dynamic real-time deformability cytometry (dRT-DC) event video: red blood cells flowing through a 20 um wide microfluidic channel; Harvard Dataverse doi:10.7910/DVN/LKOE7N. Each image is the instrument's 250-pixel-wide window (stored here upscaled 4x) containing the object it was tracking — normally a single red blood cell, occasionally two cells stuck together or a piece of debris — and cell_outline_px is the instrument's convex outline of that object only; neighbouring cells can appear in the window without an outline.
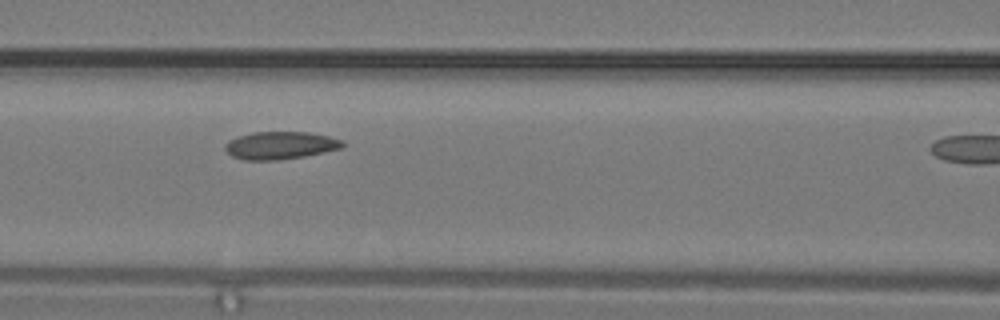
{"species": "common noctule bat (a hibernating species)", "species_latin": "Nyctalus noctula", "temperature_condition": "warm", "stored_images_in_passage": 9, "camera_frame_rate_fps": 3000, "um_per_image_px": 0.085, "animal": {"sex": "male", "body_mass_g": 19.2, "forearm_length_mm": 51.8}, "frame": {"image": 1, "passage_image": 7, "time_ms": 2.0, "image_size_px": [1000, 320], "cell_outline_px": [[344, 148], [304, 156], [276, 160], [244, 160], [232, 156], [224, 148], [224, 144], [228, 140], [252, 132], [308, 132], [328, 136], [344, 140]], "centroid_in_image_um": [23.84, 12.35], "position_along_channel_um": 142.8, "area_um2": 18.96}}